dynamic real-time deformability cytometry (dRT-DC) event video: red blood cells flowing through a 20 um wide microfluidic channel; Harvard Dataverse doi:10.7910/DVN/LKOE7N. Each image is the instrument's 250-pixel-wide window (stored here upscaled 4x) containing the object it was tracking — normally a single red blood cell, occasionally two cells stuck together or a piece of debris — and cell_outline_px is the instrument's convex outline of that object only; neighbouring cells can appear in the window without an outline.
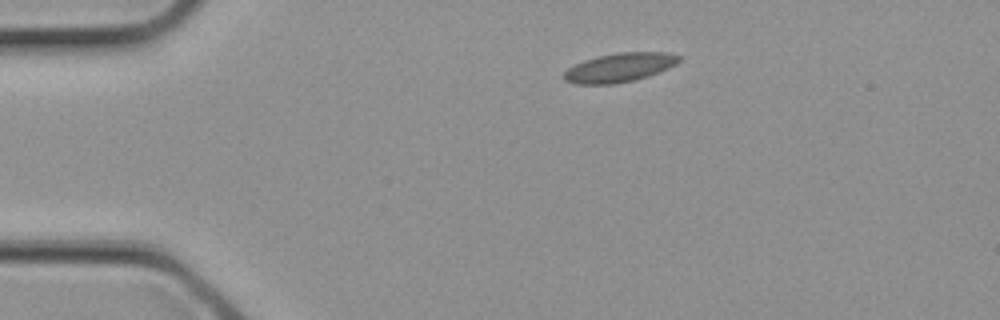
{"species": "common noctule bat (a hibernating species)", "species_latin": "Nyctalus noctula", "temperature_condition": "cold", "stored_images_in_passage": 2, "camera_frame_rate_fps": 3000, "um_per_image_px": 0.085, "animal": {"sex": "female", "body_mass_g": 21.9}, "frame": {"image": 1, "passage_image": 1, "time_ms": 0.0, "image_size_px": [1000, 320], "cell_outline_px": [[680, 60], [676, 64], [668, 68], [648, 76], [636, 80], [616, 84], [576, 84], [564, 80], [560, 76], [568, 68], [584, 60], [596, 56], [616, 52], [668, 52], [680, 56]], "centroid_in_image_um": [52.63, 5.74], "position_along_channel_um": 32.4, "area_um2": 19.65}}
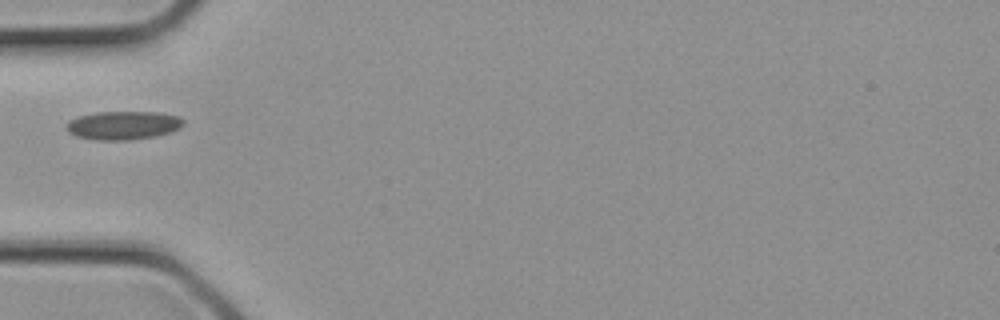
{"frame": {"image": 2, "passage_image": 2, "time_ms": 0.333, "image_size_px": [1000, 320], "cell_outline_px": [[184, 124], [180, 128], [172, 132], [156, 136], [132, 140], [96, 140], [76, 136], [68, 132], [64, 128], [64, 124], [68, 120], [80, 116], [96, 112], [160, 112], [180, 116], [184, 120]], "centroid_in_image_um": [10.47, 10.65], "position_along_channel_um": 74.5, "area_um2": 19.83}}